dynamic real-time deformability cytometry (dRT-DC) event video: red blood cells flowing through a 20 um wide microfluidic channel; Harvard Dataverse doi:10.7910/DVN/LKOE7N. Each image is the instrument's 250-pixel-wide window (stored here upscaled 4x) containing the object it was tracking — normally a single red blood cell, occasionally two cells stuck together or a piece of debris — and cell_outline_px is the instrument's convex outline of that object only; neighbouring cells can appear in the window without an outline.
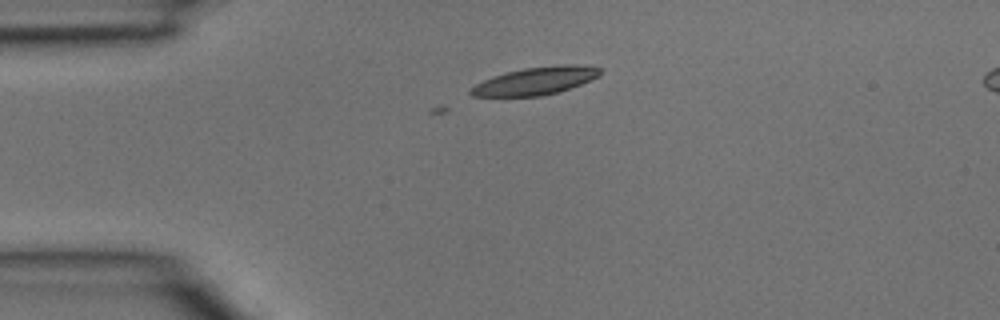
{"species": "common noctule bat (a hibernating species)", "species_latin": "Nyctalus noctula", "temperature_condition": "room temperature", "stored_images_in_passage": 4, "camera_frame_rate_fps": 3000, "um_per_image_px": 0.085, "animal": {"sex": "male", "body_mass_g": 15.6}, "frame": {"image": 1, "passage_image": 4, "time_ms": 1.0, "image_size_px": [1000, 320], "cell_outline_px": [[600, 76], [592, 80], [556, 92], [540, 96], [472, 96], [468, 92], [468, 88], [492, 76], [504, 72], [524, 68], [568, 64], [572, 64], [600, 68]], "centroid_in_image_um": [45.47, 6.87], "position_along_channel_um": 39.5, "area_um2": 20.69}}